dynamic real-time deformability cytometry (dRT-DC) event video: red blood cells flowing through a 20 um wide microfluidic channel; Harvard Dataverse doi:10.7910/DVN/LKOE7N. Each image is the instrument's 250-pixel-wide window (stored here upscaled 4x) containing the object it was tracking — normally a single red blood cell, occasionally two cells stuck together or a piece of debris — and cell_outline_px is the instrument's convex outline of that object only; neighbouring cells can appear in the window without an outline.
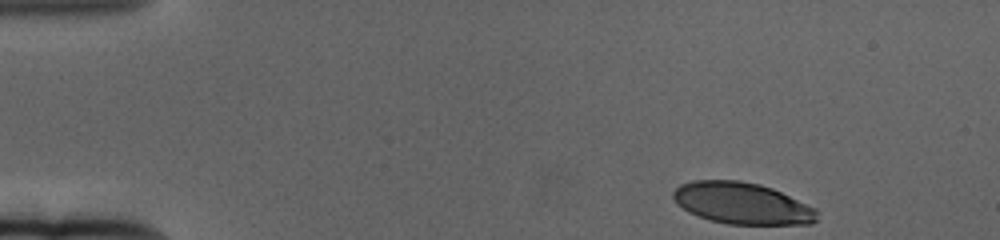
{"species": "human", "species_latin": "Homo sapiens", "temperature_condition": "cold", "stored_images_in_passage": 55, "camera_frame_rate_fps": 3000, "um_per_image_px": 0.085, "donor": {"sex": "female"}, "frame": {"image": 1, "passage_image": 1, "time_ms": 0.0, "image_size_px": [1000, 240], "cell_outline_px": [[820, 212], [816, 220], [812, 224], [728, 224], [712, 220], [688, 212], [676, 204], [672, 196], [672, 192], [680, 184], [692, 180], [740, 180], [760, 184], [772, 188], [816, 208]], "centroid_in_image_um": [63.08, 17.27], "position_along_channel_um": 21.9, "area_um2": 35.03}}
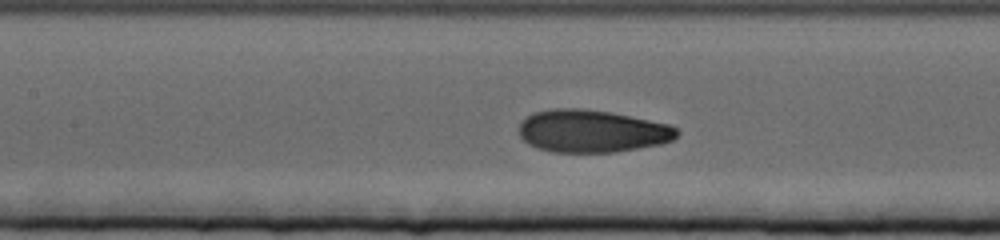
{"frame": {"image": 2, "passage_image": 22, "time_ms": 7.0, "image_size_px": [1000, 240], "cell_outline_px": [[680, 132], [672, 140], [660, 144], [616, 152], [552, 152], [536, 148], [528, 144], [520, 136], [520, 120], [536, 112], [552, 108], [580, 108], [608, 112], [668, 124], [676, 128]], "centroid_in_image_um": [50.28, 11.15], "position_along_channel_um": 157.1, "area_um2": 38.96}}
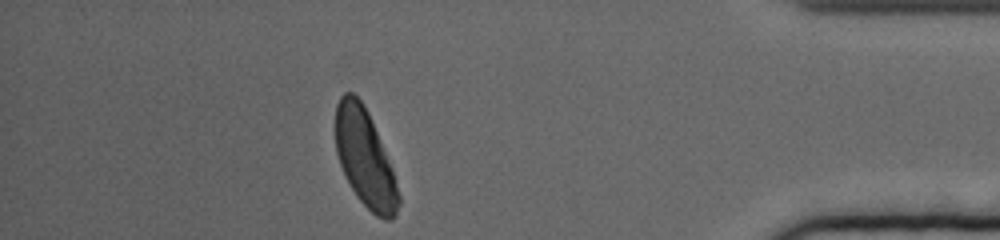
{"frame": {"image": 3, "passage_image": 48, "time_ms": 15.667, "image_size_px": [1000, 240], "cell_outline_px": [[400, 204], [396, 216], [392, 220], [384, 220], [376, 216], [356, 196], [344, 176], [336, 152], [336, 104], [340, 96], [344, 92], [352, 92], [364, 104], [368, 112], [392, 168], [400, 196]], "centroid_in_image_um": [31.02, 13.47], "position_along_channel_um": 404.2, "area_um2": 35.72}, "authors_computed_cell_mechanics": {"area_um2": 38.0324, "velocity_mm_per_s": 3.306, "shape_relaxation_time_tau1_ms": 4.5859, "shape_relaxation_time_tau2_ms": 0.9867, "deformation_change_tau1": 0.1717, "deformation_change_tau2": 0.0601}}